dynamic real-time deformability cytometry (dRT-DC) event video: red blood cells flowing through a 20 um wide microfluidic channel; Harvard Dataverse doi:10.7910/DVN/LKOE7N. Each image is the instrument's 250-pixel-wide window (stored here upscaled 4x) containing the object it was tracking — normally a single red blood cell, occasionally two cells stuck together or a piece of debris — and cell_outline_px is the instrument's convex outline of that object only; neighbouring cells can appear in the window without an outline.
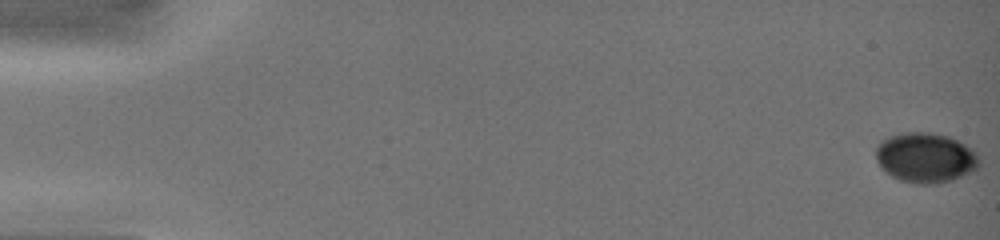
{"species": "common noctule bat (a hibernating species)", "species_latin": "Nyctalus noctula", "temperature_condition": "warm", "stored_images_in_passage": 38, "camera_frame_rate_fps": 3000, "um_per_image_px": 0.085, "animal": {"sex": "female", "body_mass_g": 19.0, "forearm_length_mm": 51.5}, "frame": {"image": 1, "passage_image": 1, "time_ms": 0.0, "image_size_px": [1000, 240], "cell_outline_px": [[980, 164], [976, 168], [952, 180], [936, 184], [916, 184], [900, 180], [892, 176], [876, 160], [876, 148], [880, 140], [888, 136], [904, 132], [932, 132], [948, 136], [964, 144], [976, 152], [980, 160]], "centroid_in_image_um": [78.65, 13.39], "position_along_channel_um": 6.3, "area_um2": 30.0}}
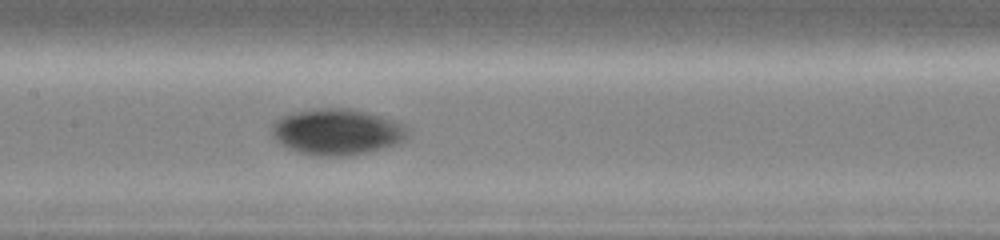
{"frame": {"image": 2, "passage_image": 24, "time_ms": 8.333, "image_size_px": [1000, 240], "cell_outline_px": [[408, 136], [400, 144], [368, 152], [340, 156], [320, 156], [300, 152], [288, 148], [280, 144], [272, 136], [272, 124], [280, 116], [296, 112], [316, 108], [352, 108], [400, 120], [408, 128]], "centroid_in_image_um": [28.7, 11.19], "position_along_channel_um": 178.7, "area_um2": 36.99}}
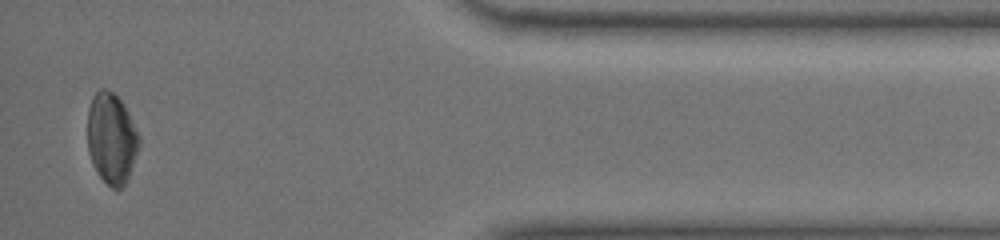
{"frame": {"image": 3, "passage_image": 38, "time_ms": 15.0, "image_size_px": [1000, 240], "cell_outline_px": [[140, 144], [128, 176], [124, 184], [120, 188], [112, 188], [100, 176], [92, 164], [88, 152], [88, 108], [92, 96], [100, 88], [104, 88], [112, 92], [124, 104], [140, 136]], "centroid_in_image_um": [9.47, 11.73], "position_along_channel_um": 425.7, "area_um2": 27.11}}